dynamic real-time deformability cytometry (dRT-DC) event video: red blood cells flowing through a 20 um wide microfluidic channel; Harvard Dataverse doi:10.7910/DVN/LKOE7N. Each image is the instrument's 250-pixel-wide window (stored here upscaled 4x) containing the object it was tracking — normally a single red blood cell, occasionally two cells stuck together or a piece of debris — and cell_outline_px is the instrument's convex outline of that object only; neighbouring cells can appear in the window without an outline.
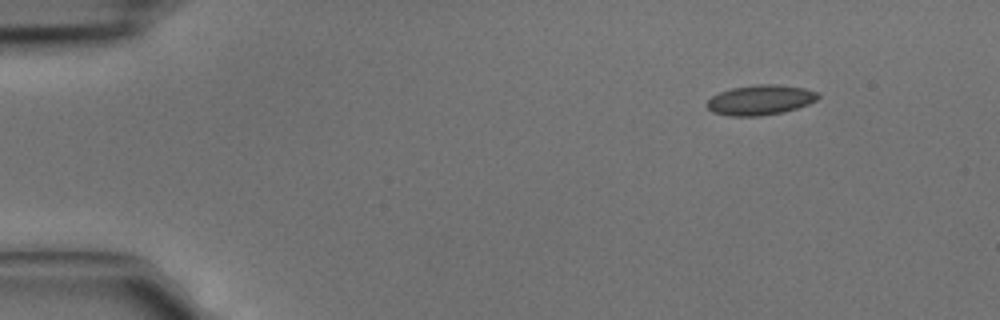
{"species": "common noctule bat (a hibernating species)", "species_latin": "Nyctalus noctula", "temperature_condition": "cold", "stored_images_in_passage": 4, "segment_of_instrument_passage": [1, 2], "camera_frame_rate_fps": 3000, "um_per_image_px": 0.085, "animal": {"sex": "male", "body_mass_g": 15.6}, "frame": {"image": 1, "passage_image": 1, "time_ms": 0.0, "image_size_px": [1000, 320], "cell_outline_px": [[820, 96], [816, 100], [808, 104], [784, 112], [760, 116], [728, 116], [712, 112], [704, 104], [712, 96], [720, 92], [732, 88], [756, 84], [780, 84], [804, 88], [820, 92]], "centroid_in_image_um": [64.63, 8.49], "position_along_channel_um": 20.4, "area_um2": 19.65}}
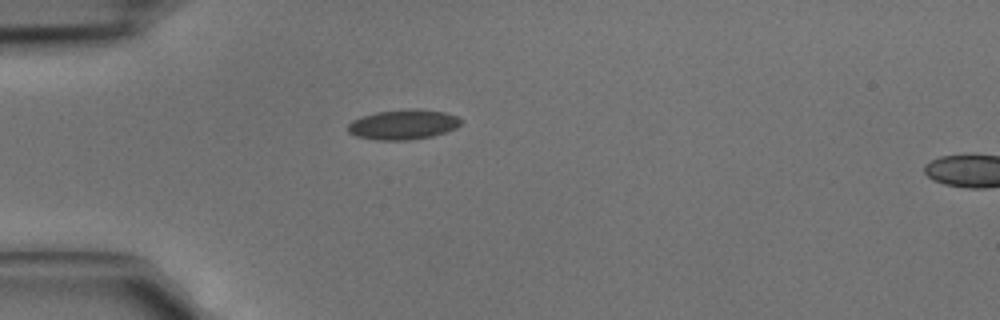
{"frame": {"image": 2, "passage_image": 3, "time_ms": 0.667, "image_size_px": [1000, 320], "cell_outline_px": [[464, 120], [456, 128], [432, 136], [408, 140], [376, 140], [356, 136], [348, 132], [348, 124], [352, 120], [376, 112], [404, 108], [416, 108], [444, 112], [456, 116]], "centroid_in_image_um": [34.28, 10.57], "position_along_channel_um": 50.7, "area_um2": 19.83}}